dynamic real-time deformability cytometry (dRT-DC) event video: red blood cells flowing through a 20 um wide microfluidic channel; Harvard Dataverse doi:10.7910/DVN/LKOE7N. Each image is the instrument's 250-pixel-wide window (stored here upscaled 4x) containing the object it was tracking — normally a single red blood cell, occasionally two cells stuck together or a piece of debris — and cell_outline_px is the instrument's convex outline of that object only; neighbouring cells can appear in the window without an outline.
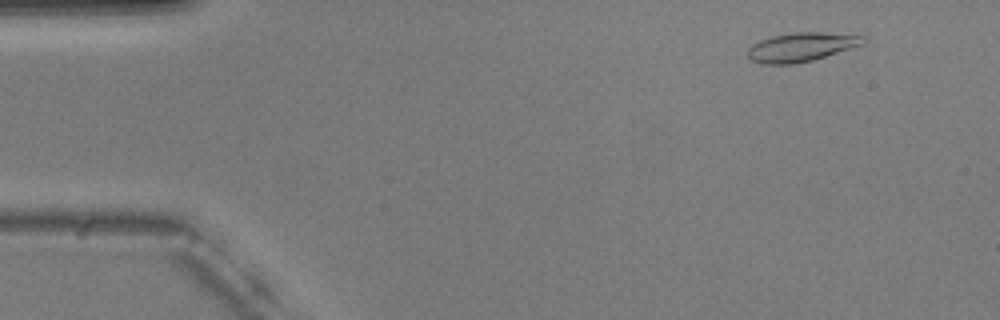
{"species": "common noctule bat (a hibernating species)", "species_latin": "Nyctalus noctula", "temperature_condition": "warm", "stored_images_in_passage": 27, "camera_frame_rate_fps": 3000, "um_per_image_px": 0.085, "animal": {"sex": "male", "body_mass_g": 20.5, "forearm_length_mm": 52.5}, "frame": {"image": 1, "passage_image": 5, "time_ms": 1.333, "image_size_px": [1000, 320], "cell_outline_px": [[868, 40], [864, 44], [812, 60], [792, 64], [764, 64], [752, 60], [748, 56], [748, 48], [752, 44], [760, 40], [772, 36], [792, 32], [820, 32], [868, 36]], "centroid_in_image_um": [68.14, 3.98], "position_along_channel_um": 16.9, "area_um2": 19.48}}
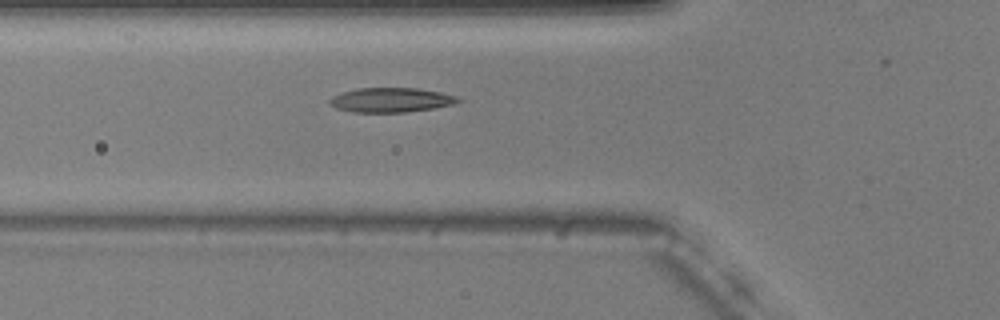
{"frame": {"image": 2, "passage_image": 19, "time_ms": 6.0, "image_size_px": [1000, 320], "cell_outline_px": [[460, 100], [456, 104], [432, 108], [404, 112], [352, 112], [336, 108], [328, 104], [328, 100], [332, 96], [344, 92], [360, 88], [416, 88], [440, 92], [456, 96]], "centroid_in_image_um": [33.2, 8.5], "position_along_channel_um": 92.6, "area_um2": 18.21}}
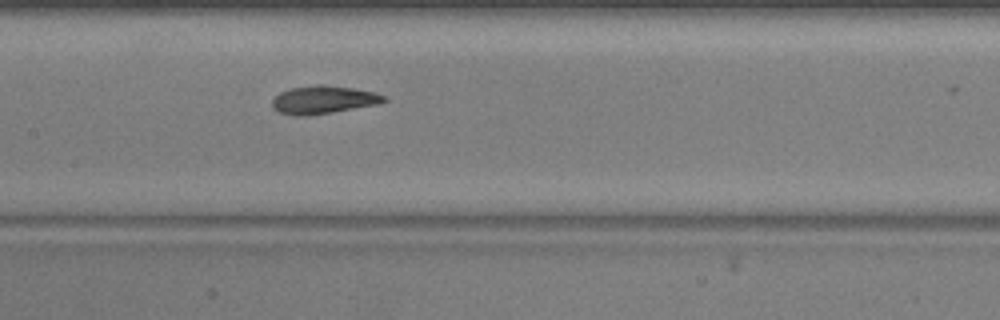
{"frame": {"image": 3, "passage_image": 26, "time_ms": 8.333, "image_size_px": [1000, 320], "cell_outline_px": [[388, 100], [376, 104], [332, 112], [304, 116], [292, 116], [280, 112], [272, 108], [272, 100], [280, 92], [292, 88], [320, 84], [352, 88], [376, 92], [384, 96]], "centroid_in_image_um": [27.46, 8.48], "position_along_channel_um": 179.9, "area_um2": 18.03}}